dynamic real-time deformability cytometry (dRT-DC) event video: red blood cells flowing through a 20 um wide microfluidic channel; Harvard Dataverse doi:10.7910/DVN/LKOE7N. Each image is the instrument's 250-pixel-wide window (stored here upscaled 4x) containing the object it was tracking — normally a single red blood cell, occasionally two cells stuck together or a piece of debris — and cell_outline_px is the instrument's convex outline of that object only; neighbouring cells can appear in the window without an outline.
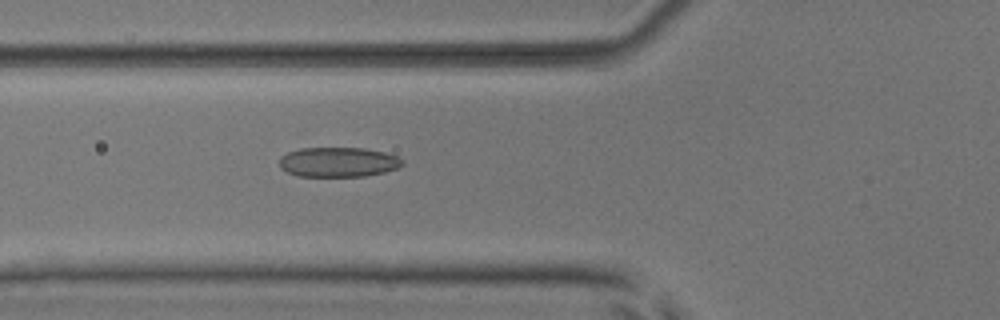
{"species": "common noctule bat (a hibernating species)", "species_latin": "Nyctalus noctula", "temperature_condition": "room temperature", "stored_images_in_passage": 3, "camera_frame_rate_fps": 3000, "um_per_image_px": 0.085, "animal": {"sex": "male", "body_mass_g": 17.9, "forearm_length_mm": 54.2}, "frame": {"image": 1, "passage_image": 3, "time_ms": 2.0, "image_size_px": [1000, 320], "cell_outline_px": [[404, 164], [396, 168], [384, 172], [364, 176], [296, 176], [280, 168], [280, 156], [288, 152], [300, 148], [364, 148], [384, 152], [396, 156], [404, 160]], "centroid_in_image_um": [28.74, 13.77], "position_along_channel_um": 97.1, "area_um2": 21.33}}